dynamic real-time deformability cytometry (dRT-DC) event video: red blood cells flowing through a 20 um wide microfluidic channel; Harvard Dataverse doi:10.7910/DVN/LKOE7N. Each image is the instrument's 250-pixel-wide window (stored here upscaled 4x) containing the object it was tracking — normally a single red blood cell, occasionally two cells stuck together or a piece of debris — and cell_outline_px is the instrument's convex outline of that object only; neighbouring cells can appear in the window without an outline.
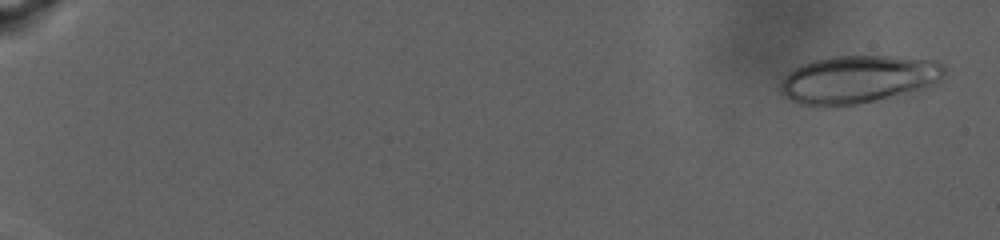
{"species": "human", "species_latin": "Homo sapiens", "temperature_condition": "warm", "stored_images_in_passage": 85, "camera_frame_rate_fps": 3000, "um_per_image_px": 0.085, "donor": {"sex": "male"}, "frame": {"image": 1, "passage_image": 4, "time_ms": 1.0, "image_size_px": [1000, 240], "cell_outline_px": [[944, 72], [940, 80], [920, 88], [876, 100], [856, 104], [824, 108], [800, 104], [792, 100], [780, 88], [780, 80], [788, 72], [804, 64], [816, 60], [832, 56], [896, 56], [936, 60], [944, 64]], "centroid_in_image_um": [72.91, 6.74], "position_along_channel_um": 12.1, "area_um2": 45.32}}
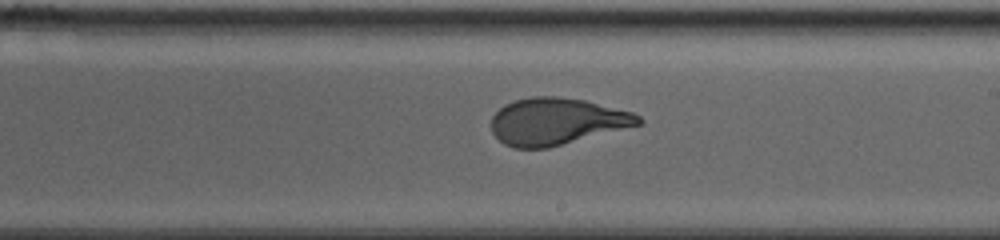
{"frame": {"image": 2, "passage_image": 55, "time_ms": 18.0, "image_size_px": [1000, 240], "cell_outline_px": [[644, 120], [640, 124], [548, 148], [512, 148], [504, 144], [492, 132], [492, 116], [504, 104], [516, 100], [532, 96], [556, 96], [584, 100], [632, 112], [640, 116]], "centroid_in_image_um": [47.29, 10.31], "position_along_channel_um": 241.7, "area_um2": 39.88}}
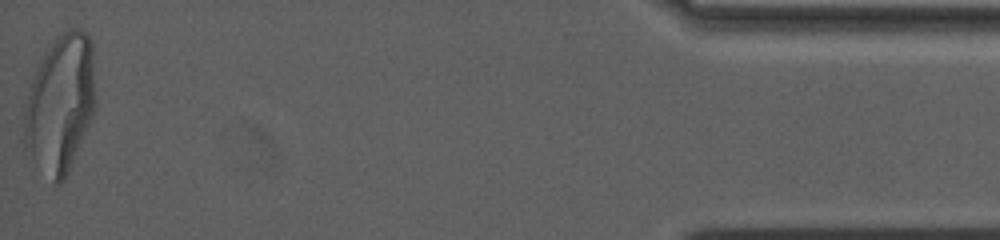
{"frame": {"image": 3, "passage_image": 85, "time_ms": 28.0, "image_size_px": [1000, 240], "cell_outline_px": [[96, 108], [68, 172], [64, 180], [60, 184], [56, 184], [36, 164], [24, 144], [24, 108], [32, 80], [36, 68], [40, 60], [56, 36], [60, 32], [68, 28], [80, 28], [92, 40], [96, 100]], "centroid_in_image_um": [5.15, 8.76], "position_along_channel_um": 430.1, "area_um2": 57.4}, "authors_computed_cell_mechanics": {"area_um2": 42.772, "velocity_mm_per_s": 2.6081, "shape_relaxation_time_tau1_ms": 7.1899, "shape_relaxation_time_tau2_ms": null, "deformation_change_tau1": 0.2555, "deformation_change_tau2": null}}